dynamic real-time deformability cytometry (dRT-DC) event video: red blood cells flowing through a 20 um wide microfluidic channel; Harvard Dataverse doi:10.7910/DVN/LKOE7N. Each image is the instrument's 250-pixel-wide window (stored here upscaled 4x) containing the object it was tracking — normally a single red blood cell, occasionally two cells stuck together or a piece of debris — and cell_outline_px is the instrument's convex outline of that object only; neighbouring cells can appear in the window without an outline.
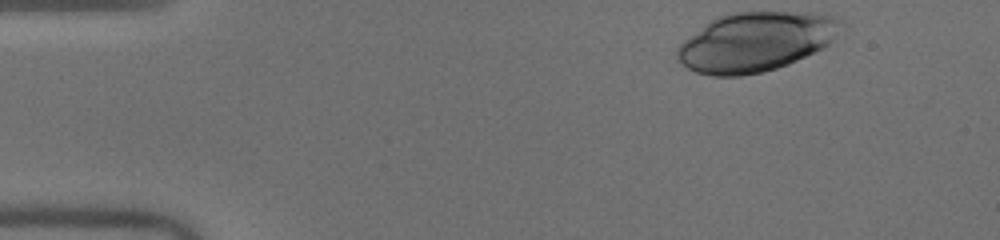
{"species": "human", "species_latin": "Homo sapiens", "temperature_condition": "warm", "stored_images_in_passage": 36, "camera_frame_rate_fps": 3000, "um_per_image_px": 0.085, "donor": {"sex": "male"}, "frame": {"image": 1, "passage_image": 1, "time_ms": 0.0, "image_size_px": [1000, 240], "cell_outline_px": [[848, 24], [824, 48], [788, 64], [776, 68], [760, 72], [740, 76], [712, 76], [696, 72], [688, 68], [676, 60], [676, 48], [684, 40], [708, 20], [716, 16], [732, 12], [816, 12], [836, 16], [844, 20]], "centroid_in_image_um": [64.27, 3.53], "position_along_channel_um": 20.7, "area_um2": 57.45}}
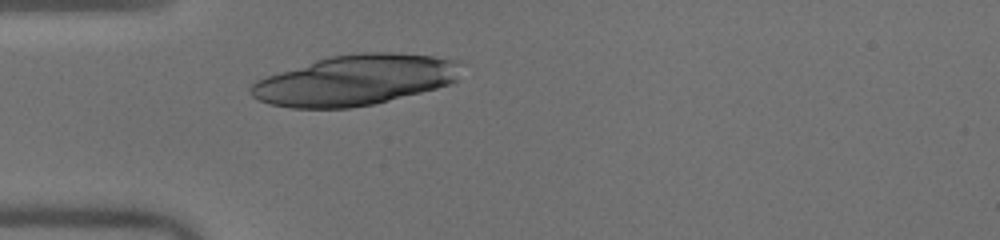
{"frame": {"image": 2, "passage_image": 10, "time_ms": 3.0, "image_size_px": [1000, 240], "cell_outline_px": [[460, 64], [456, 80], [448, 84], [436, 88], [372, 104], [352, 108], [292, 108], [268, 104], [252, 96], [248, 92], [248, 88], [256, 80], [328, 56], [360, 52], [392, 52], [432, 56], [460, 60]], "centroid_in_image_um": [30.16, 6.81], "position_along_channel_um": 54.8, "area_um2": 61.38}}